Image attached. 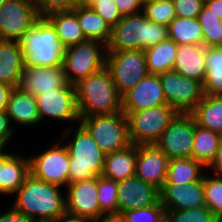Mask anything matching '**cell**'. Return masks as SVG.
I'll return each instance as SVG.
<instances>
[{"label": "cell", "instance_id": "25", "mask_svg": "<svg viewBox=\"0 0 222 222\" xmlns=\"http://www.w3.org/2000/svg\"><path fill=\"white\" fill-rule=\"evenodd\" d=\"M190 114L196 125L222 136V95H204Z\"/></svg>", "mask_w": 222, "mask_h": 222}, {"label": "cell", "instance_id": "8", "mask_svg": "<svg viewBox=\"0 0 222 222\" xmlns=\"http://www.w3.org/2000/svg\"><path fill=\"white\" fill-rule=\"evenodd\" d=\"M125 114L128 118L131 143L151 145L158 141L178 112L172 105L164 104Z\"/></svg>", "mask_w": 222, "mask_h": 222}, {"label": "cell", "instance_id": "50", "mask_svg": "<svg viewBox=\"0 0 222 222\" xmlns=\"http://www.w3.org/2000/svg\"><path fill=\"white\" fill-rule=\"evenodd\" d=\"M0 194H4V150L0 152Z\"/></svg>", "mask_w": 222, "mask_h": 222}, {"label": "cell", "instance_id": "29", "mask_svg": "<svg viewBox=\"0 0 222 222\" xmlns=\"http://www.w3.org/2000/svg\"><path fill=\"white\" fill-rule=\"evenodd\" d=\"M178 45L167 38L144 50L149 74H160L173 70Z\"/></svg>", "mask_w": 222, "mask_h": 222}, {"label": "cell", "instance_id": "28", "mask_svg": "<svg viewBox=\"0 0 222 222\" xmlns=\"http://www.w3.org/2000/svg\"><path fill=\"white\" fill-rule=\"evenodd\" d=\"M55 28L58 39L65 47L88 40L73 11L56 12L45 17Z\"/></svg>", "mask_w": 222, "mask_h": 222}, {"label": "cell", "instance_id": "31", "mask_svg": "<svg viewBox=\"0 0 222 222\" xmlns=\"http://www.w3.org/2000/svg\"><path fill=\"white\" fill-rule=\"evenodd\" d=\"M29 174V157L4 151V194H15Z\"/></svg>", "mask_w": 222, "mask_h": 222}, {"label": "cell", "instance_id": "14", "mask_svg": "<svg viewBox=\"0 0 222 222\" xmlns=\"http://www.w3.org/2000/svg\"><path fill=\"white\" fill-rule=\"evenodd\" d=\"M66 212L102 222L108 217L100 210L98 200V176L67 185Z\"/></svg>", "mask_w": 222, "mask_h": 222}, {"label": "cell", "instance_id": "55", "mask_svg": "<svg viewBox=\"0 0 222 222\" xmlns=\"http://www.w3.org/2000/svg\"><path fill=\"white\" fill-rule=\"evenodd\" d=\"M8 0H0V7Z\"/></svg>", "mask_w": 222, "mask_h": 222}, {"label": "cell", "instance_id": "23", "mask_svg": "<svg viewBox=\"0 0 222 222\" xmlns=\"http://www.w3.org/2000/svg\"><path fill=\"white\" fill-rule=\"evenodd\" d=\"M6 114L10 122L24 126L37 125L41 122L36 104V96L24 92L20 87L14 88L7 103Z\"/></svg>", "mask_w": 222, "mask_h": 222}, {"label": "cell", "instance_id": "10", "mask_svg": "<svg viewBox=\"0 0 222 222\" xmlns=\"http://www.w3.org/2000/svg\"><path fill=\"white\" fill-rule=\"evenodd\" d=\"M70 131L72 129L67 128L59 142L38 156L37 154L29 156V171L33 177L61 187L65 184L67 187L70 156L65 144L62 145L61 141L70 135L68 134Z\"/></svg>", "mask_w": 222, "mask_h": 222}, {"label": "cell", "instance_id": "22", "mask_svg": "<svg viewBox=\"0 0 222 222\" xmlns=\"http://www.w3.org/2000/svg\"><path fill=\"white\" fill-rule=\"evenodd\" d=\"M24 68L20 41L0 40V83L19 87Z\"/></svg>", "mask_w": 222, "mask_h": 222}, {"label": "cell", "instance_id": "27", "mask_svg": "<svg viewBox=\"0 0 222 222\" xmlns=\"http://www.w3.org/2000/svg\"><path fill=\"white\" fill-rule=\"evenodd\" d=\"M203 168L206 167L194 158H174L169 160L164 184H190L203 182Z\"/></svg>", "mask_w": 222, "mask_h": 222}, {"label": "cell", "instance_id": "4", "mask_svg": "<svg viewBox=\"0 0 222 222\" xmlns=\"http://www.w3.org/2000/svg\"><path fill=\"white\" fill-rule=\"evenodd\" d=\"M25 67H57L63 63L65 46L46 18H39L20 40Z\"/></svg>", "mask_w": 222, "mask_h": 222}, {"label": "cell", "instance_id": "37", "mask_svg": "<svg viewBox=\"0 0 222 222\" xmlns=\"http://www.w3.org/2000/svg\"><path fill=\"white\" fill-rule=\"evenodd\" d=\"M117 220L120 222H166V211L159 200L154 206L123 212Z\"/></svg>", "mask_w": 222, "mask_h": 222}, {"label": "cell", "instance_id": "41", "mask_svg": "<svg viewBox=\"0 0 222 222\" xmlns=\"http://www.w3.org/2000/svg\"><path fill=\"white\" fill-rule=\"evenodd\" d=\"M90 7L112 28L122 19V14L113 0H96Z\"/></svg>", "mask_w": 222, "mask_h": 222}, {"label": "cell", "instance_id": "5", "mask_svg": "<svg viewBox=\"0 0 222 222\" xmlns=\"http://www.w3.org/2000/svg\"><path fill=\"white\" fill-rule=\"evenodd\" d=\"M73 136L65 144L70 156L68 184L101 176L105 153L80 124Z\"/></svg>", "mask_w": 222, "mask_h": 222}, {"label": "cell", "instance_id": "32", "mask_svg": "<svg viewBox=\"0 0 222 222\" xmlns=\"http://www.w3.org/2000/svg\"><path fill=\"white\" fill-rule=\"evenodd\" d=\"M221 139L218 133L200 127L195 122L192 158L207 168L216 155Z\"/></svg>", "mask_w": 222, "mask_h": 222}, {"label": "cell", "instance_id": "43", "mask_svg": "<svg viewBox=\"0 0 222 222\" xmlns=\"http://www.w3.org/2000/svg\"><path fill=\"white\" fill-rule=\"evenodd\" d=\"M6 111H0V148L5 150V146L12 139V136L15 135L13 126L10 125Z\"/></svg>", "mask_w": 222, "mask_h": 222}, {"label": "cell", "instance_id": "20", "mask_svg": "<svg viewBox=\"0 0 222 222\" xmlns=\"http://www.w3.org/2000/svg\"><path fill=\"white\" fill-rule=\"evenodd\" d=\"M67 83L64 69L57 67H25L19 87L35 96L63 87Z\"/></svg>", "mask_w": 222, "mask_h": 222}, {"label": "cell", "instance_id": "18", "mask_svg": "<svg viewBox=\"0 0 222 222\" xmlns=\"http://www.w3.org/2000/svg\"><path fill=\"white\" fill-rule=\"evenodd\" d=\"M169 160L155 144L137 145L135 176L160 190L166 181Z\"/></svg>", "mask_w": 222, "mask_h": 222}, {"label": "cell", "instance_id": "35", "mask_svg": "<svg viewBox=\"0 0 222 222\" xmlns=\"http://www.w3.org/2000/svg\"><path fill=\"white\" fill-rule=\"evenodd\" d=\"M198 20L203 31L204 45L222 47V19L203 6Z\"/></svg>", "mask_w": 222, "mask_h": 222}, {"label": "cell", "instance_id": "19", "mask_svg": "<svg viewBox=\"0 0 222 222\" xmlns=\"http://www.w3.org/2000/svg\"><path fill=\"white\" fill-rule=\"evenodd\" d=\"M161 205L166 210H189L205 205L203 182L164 184L159 190Z\"/></svg>", "mask_w": 222, "mask_h": 222}, {"label": "cell", "instance_id": "52", "mask_svg": "<svg viewBox=\"0 0 222 222\" xmlns=\"http://www.w3.org/2000/svg\"><path fill=\"white\" fill-rule=\"evenodd\" d=\"M140 1H141V4L144 5L147 3L156 2V1H160V0H140Z\"/></svg>", "mask_w": 222, "mask_h": 222}, {"label": "cell", "instance_id": "53", "mask_svg": "<svg viewBox=\"0 0 222 222\" xmlns=\"http://www.w3.org/2000/svg\"><path fill=\"white\" fill-rule=\"evenodd\" d=\"M102 222H120L119 220H117L116 218H108Z\"/></svg>", "mask_w": 222, "mask_h": 222}, {"label": "cell", "instance_id": "45", "mask_svg": "<svg viewBox=\"0 0 222 222\" xmlns=\"http://www.w3.org/2000/svg\"><path fill=\"white\" fill-rule=\"evenodd\" d=\"M0 222H31V220L12 206L7 212L0 215Z\"/></svg>", "mask_w": 222, "mask_h": 222}, {"label": "cell", "instance_id": "12", "mask_svg": "<svg viewBox=\"0 0 222 222\" xmlns=\"http://www.w3.org/2000/svg\"><path fill=\"white\" fill-rule=\"evenodd\" d=\"M195 120L191 114L178 113L162 132L155 145L169 159L192 158Z\"/></svg>", "mask_w": 222, "mask_h": 222}, {"label": "cell", "instance_id": "11", "mask_svg": "<svg viewBox=\"0 0 222 222\" xmlns=\"http://www.w3.org/2000/svg\"><path fill=\"white\" fill-rule=\"evenodd\" d=\"M166 103L178 113L190 114L204 97L203 84L169 70L158 74Z\"/></svg>", "mask_w": 222, "mask_h": 222}, {"label": "cell", "instance_id": "49", "mask_svg": "<svg viewBox=\"0 0 222 222\" xmlns=\"http://www.w3.org/2000/svg\"><path fill=\"white\" fill-rule=\"evenodd\" d=\"M204 6L211 10V12L217 15L220 19H222V0L205 1Z\"/></svg>", "mask_w": 222, "mask_h": 222}, {"label": "cell", "instance_id": "13", "mask_svg": "<svg viewBox=\"0 0 222 222\" xmlns=\"http://www.w3.org/2000/svg\"><path fill=\"white\" fill-rule=\"evenodd\" d=\"M33 0H8L0 7V40L20 41L39 19Z\"/></svg>", "mask_w": 222, "mask_h": 222}, {"label": "cell", "instance_id": "15", "mask_svg": "<svg viewBox=\"0 0 222 222\" xmlns=\"http://www.w3.org/2000/svg\"><path fill=\"white\" fill-rule=\"evenodd\" d=\"M40 119L50 117L61 121L80 122L75 85L66 83L63 87L36 96Z\"/></svg>", "mask_w": 222, "mask_h": 222}, {"label": "cell", "instance_id": "30", "mask_svg": "<svg viewBox=\"0 0 222 222\" xmlns=\"http://www.w3.org/2000/svg\"><path fill=\"white\" fill-rule=\"evenodd\" d=\"M168 38L177 45H204L203 31L198 18L175 17L167 26Z\"/></svg>", "mask_w": 222, "mask_h": 222}, {"label": "cell", "instance_id": "48", "mask_svg": "<svg viewBox=\"0 0 222 222\" xmlns=\"http://www.w3.org/2000/svg\"><path fill=\"white\" fill-rule=\"evenodd\" d=\"M55 222H93L91 219L65 212L59 216Z\"/></svg>", "mask_w": 222, "mask_h": 222}, {"label": "cell", "instance_id": "7", "mask_svg": "<svg viewBox=\"0 0 222 222\" xmlns=\"http://www.w3.org/2000/svg\"><path fill=\"white\" fill-rule=\"evenodd\" d=\"M79 124L105 154L132 144L129 138L128 118L123 111L111 115L81 117Z\"/></svg>", "mask_w": 222, "mask_h": 222}, {"label": "cell", "instance_id": "2", "mask_svg": "<svg viewBox=\"0 0 222 222\" xmlns=\"http://www.w3.org/2000/svg\"><path fill=\"white\" fill-rule=\"evenodd\" d=\"M75 89L80 118L122 112V96L106 67L80 80Z\"/></svg>", "mask_w": 222, "mask_h": 222}, {"label": "cell", "instance_id": "24", "mask_svg": "<svg viewBox=\"0 0 222 222\" xmlns=\"http://www.w3.org/2000/svg\"><path fill=\"white\" fill-rule=\"evenodd\" d=\"M137 145L130 144L121 150L105 154L103 177L116 182L135 176Z\"/></svg>", "mask_w": 222, "mask_h": 222}, {"label": "cell", "instance_id": "3", "mask_svg": "<svg viewBox=\"0 0 222 222\" xmlns=\"http://www.w3.org/2000/svg\"><path fill=\"white\" fill-rule=\"evenodd\" d=\"M167 38V26L150 21L142 12L126 15L112 28L107 51L145 50Z\"/></svg>", "mask_w": 222, "mask_h": 222}, {"label": "cell", "instance_id": "17", "mask_svg": "<svg viewBox=\"0 0 222 222\" xmlns=\"http://www.w3.org/2000/svg\"><path fill=\"white\" fill-rule=\"evenodd\" d=\"M118 217L128 210L154 206L159 200V189L137 176L118 182Z\"/></svg>", "mask_w": 222, "mask_h": 222}, {"label": "cell", "instance_id": "38", "mask_svg": "<svg viewBox=\"0 0 222 222\" xmlns=\"http://www.w3.org/2000/svg\"><path fill=\"white\" fill-rule=\"evenodd\" d=\"M142 13L150 21L168 26L176 17L174 4L172 0H160L144 4Z\"/></svg>", "mask_w": 222, "mask_h": 222}, {"label": "cell", "instance_id": "6", "mask_svg": "<svg viewBox=\"0 0 222 222\" xmlns=\"http://www.w3.org/2000/svg\"><path fill=\"white\" fill-rule=\"evenodd\" d=\"M107 45L98 40H86L65 48L62 67L66 81L77 84L106 65Z\"/></svg>", "mask_w": 222, "mask_h": 222}, {"label": "cell", "instance_id": "21", "mask_svg": "<svg viewBox=\"0 0 222 222\" xmlns=\"http://www.w3.org/2000/svg\"><path fill=\"white\" fill-rule=\"evenodd\" d=\"M206 45H178L175 65L173 70H176L184 77L201 82L206 78Z\"/></svg>", "mask_w": 222, "mask_h": 222}, {"label": "cell", "instance_id": "47", "mask_svg": "<svg viewBox=\"0 0 222 222\" xmlns=\"http://www.w3.org/2000/svg\"><path fill=\"white\" fill-rule=\"evenodd\" d=\"M14 87L0 83V111H6L7 103L9 102V98Z\"/></svg>", "mask_w": 222, "mask_h": 222}, {"label": "cell", "instance_id": "46", "mask_svg": "<svg viewBox=\"0 0 222 222\" xmlns=\"http://www.w3.org/2000/svg\"><path fill=\"white\" fill-rule=\"evenodd\" d=\"M207 168H211L215 173L214 175L222 178V139L212 163Z\"/></svg>", "mask_w": 222, "mask_h": 222}, {"label": "cell", "instance_id": "42", "mask_svg": "<svg viewBox=\"0 0 222 222\" xmlns=\"http://www.w3.org/2000/svg\"><path fill=\"white\" fill-rule=\"evenodd\" d=\"M176 17L179 18H198L203 6L204 0H172Z\"/></svg>", "mask_w": 222, "mask_h": 222}, {"label": "cell", "instance_id": "9", "mask_svg": "<svg viewBox=\"0 0 222 222\" xmlns=\"http://www.w3.org/2000/svg\"><path fill=\"white\" fill-rule=\"evenodd\" d=\"M105 67L121 96L149 74L144 50L107 51Z\"/></svg>", "mask_w": 222, "mask_h": 222}, {"label": "cell", "instance_id": "1", "mask_svg": "<svg viewBox=\"0 0 222 222\" xmlns=\"http://www.w3.org/2000/svg\"><path fill=\"white\" fill-rule=\"evenodd\" d=\"M60 188L29 174L16 191L12 206L31 221L56 220L66 212V201Z\"/></svg>", "mask_w": 222, "mask_h": 222}, {"label": "cell", "instance_id": "39", "mask_svg": "<svg viewBox=\"0 0 222 222\" xmlns=\"http://www.w3.org/2000/svg\"><path fill=\"white\" fill-rule=\"evenodd\" d=\"M166 222H220L206 206L189 210H166Z\"/></svg>", "mask_w": 222, "mask_h": 222}, {"label": "cell", "instance_id": "16", "mask_svg": "<svg viewBox=\"0 0 222 222\" xmlns=\"http://www.w3.org/2000/svg\"><path fill=\"white\" fill-rule=\"evenodd\" d=\"M164 104L167 103L158 74H148L122 95V111L124 113H132Z\"/></svg>", "mask_w": 222, "mask_h": 222}, {"label": "cell", "instance_id": "51", "mask_svg": "<svg viewBox=\"0 0 222 222\" xmlns=\"http://www.w3.org/2000/svg\"><path fill=\"white\" fill-rule=\"evenodd\" d=\"M96 0H74L75 6H90Z\"/></svg>", "mask_w": 222, "mask_h": 222}, {"label": "cell", "instance_id": "33", "mask_svg": "<svg viewBox=\"0 0 222 222\" xmlns=\"http://www.w3.org/2000/svg\"><path fill=\"white\" fill-rule=\"evenodd\" d=\"M204 95H222V47H207Z\"/></svg>", "mask_w": 222, "mask_h": 222}, {"label": "cell", "instance_id": "40", "mask_svg": "<svg viewBox=\"0 0 222 222\" xmlns=\"http://www.w3.org/2000/svg\"><path fill=\"white\" fill-rule=\"evenodd\" d=\"M40 18L56 12L72 11L75 7L74 0H33Z\"/></svg>", "mask_w": 222, "mask_h": 222}, {"label": "cell", "instance_id": "44", "mask_svg": "<svg viewBox=\"0 0 222 222\" xmlns=\"http://www.w3.org/2000/svg\"><path fill=\"white\" fill-rule=\"evenodd\" d=\"M113 1L118 7V10L122 14V16L134 15L142 12L140 9H142L143 5L141 4L140 0H113Z\"/></svg>", "mask_w": 222, "mask_h": 222}, {"label": "cell", "instance_id": "26", "mask_svg": "<svg viewBox=\"0 0 222 222\" xmlns=\"http://www.w3.org/2000/svg\"><path fill=\"white\" fill-rule=\"evenodd\" d=\"M79 26L88 40H98L108 44L112 36V27L90 6H75Z\"/></svg>", "mask_w": 222, "mask_h": 222}, {"label": "cell", "instance_id": "54", "mask_svg": "<svg viewBox=\"0 0 222 222\" xmlns=\"http://www.w3.org/2000/svg\"><path fill=\"white\" fill-rule=\"evenodd\" d=\"M31 222H55V220H34Z\"/></svg>", "mask_w": 222, "mask_h": 222}, {"label": "cell", "instance_id": "34", "mask_svg": "<svg viewBox=\"0 0 222 222\" xmlns=\"http://www.w3.org/2000/svg\"><path fill=\"white\" fill-rule=\"evenodd\" d=\"M118 182L98 176V200L100 210L108 218H118Z\"/></svg>", "mask_w": 222, "mask_h": 222}, {"label": "cell", "instance_id": "36", "mask_svg": "<svg viewBox=\"0 0 222 222\" xmlns=\"http://www.w3.org/2000/svg\"><path fill=\"white\" fill-rule=\"evenodd\" d=\"M203 188L205 205L222 222V178L204 175Z\"/></svg>", "mask_w": 222, "mask_h": 222}]
</instances>
